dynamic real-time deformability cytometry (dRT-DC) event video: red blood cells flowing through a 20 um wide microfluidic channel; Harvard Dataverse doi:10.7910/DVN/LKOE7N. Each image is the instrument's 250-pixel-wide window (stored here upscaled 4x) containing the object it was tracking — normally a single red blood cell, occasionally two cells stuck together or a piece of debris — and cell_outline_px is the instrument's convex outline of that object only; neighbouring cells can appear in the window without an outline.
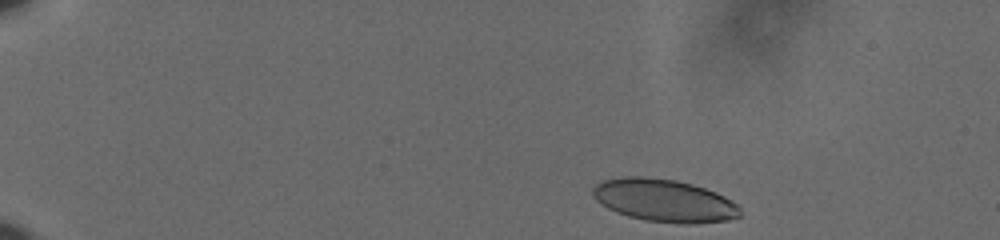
{"species": "human", "species_latin": "Homo sapiens", "temperature_condition": "cold", "stored_images_in_passage": 48, "camera_frame_rate_fps": 3000, "um_per_image_px": 0.085, "donor": {"sex": "male"}, "frame": {"image": 1, "passage_image": 1, "time_ms": 0.0, "image_size_px": [1000, 240], "cell_outline_px": [[740, 216], [728, 220], [696, 224], [684, 224], [644, 220], [628, 216], [616, 212], [608, 208], [596, 200], [592, 196], [592, 188], [596, 184], [604, 180], [624, 176], [640, 176], [676, 180], [692, 184], [716, 192], [732, 200], [740, 208]], "centroid_in_image_um": [56.45, 17.04], "position_along_channel_um": 28.5, "area_um2": 36.76}}
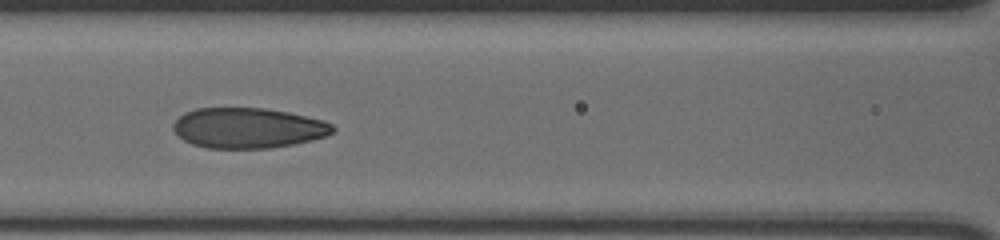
{"frame": {"image": 2, "passage_image": 20, "time_ms": 6.333, "image_size_px": [1000, 240], "cell_outline_px": [[336, 132], [328, 136], [312, 140], [272, 148], [204, 148], [192, 144], [184, 140], [172, 128], [172, 124], [184, 112], [196, 108], [264, 108], [288, 112], [324, 120], [332, 124], [336, 128]], "centroid_in_image_um": [21.11, 10.88], "position_along_channel_um": 145.5, "area_um2": 37.74}}
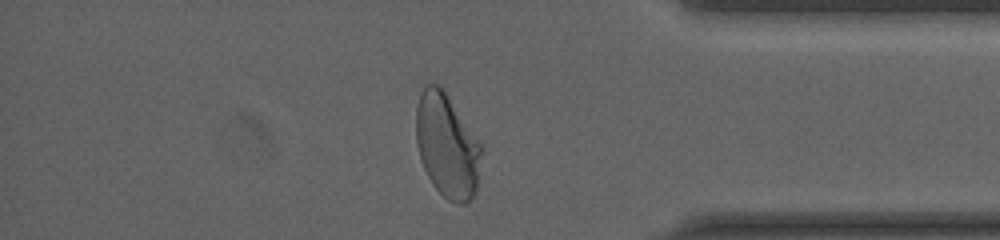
{"frame": {"image": 3, "passage_image": 42, "time_ms": 13.667, "image_size_px": [1000, 240], "cell_outline_px": [[484, 144], [476, 192], [468, 204], [460, 204], [448, 200], [432, 184], [424, 168], [420, 156], [416, 140], [416, 108], [420, 92], [424, 84], [440, 84]], "centroid_in_image_um": [38.04, 12.35], "position_along_channel_um": 397.2, "area_um2": 40.4}, "authors_computed_cell_mechanics": {"area_um2": 37.7723, "velocity_mm_per_s": 3.6366, "shape_relaxation_time_tau1_ms": 7.917, "shape_relaxation_time_tau2_ms": 0.8778, "deformation_change_tau1": 0.2056, "deformation_change_tau2": 0.0675}}